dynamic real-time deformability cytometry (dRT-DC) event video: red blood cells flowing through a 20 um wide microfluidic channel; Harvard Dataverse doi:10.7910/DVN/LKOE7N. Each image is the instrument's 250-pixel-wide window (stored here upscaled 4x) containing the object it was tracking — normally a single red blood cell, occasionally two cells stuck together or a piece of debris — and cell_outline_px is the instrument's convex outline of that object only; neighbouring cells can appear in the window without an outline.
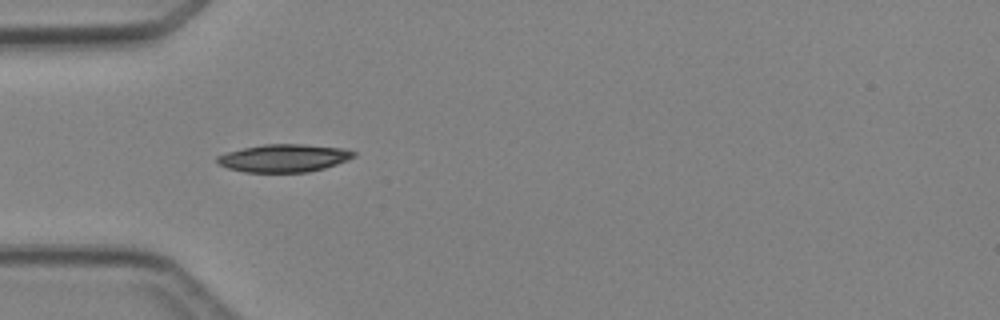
{"species": "Egyptian fruit bat (a non-hibernating species)", "species_latin": "Rousettus aegyptiacus", "temperature_condition": "cold", "stored_images_in_passage": 3, "camera_frame_rate_fps": 3000, "um_per_image_px": 0.085, "animal": {"sex": "female"}, "frame": {"image": 1, "passage_image": 2, "time_ms": 1.333, "image_size_px": [1000, 320], "cell_outline_px": [[356, 156], [336, 164], [324, 168], [308, 172], [244, 172], [228, 168], [220, 164], [216, 160], [216, 156], [228, 152], [244, 148], [264, 144], [304, 144], [344, 148], [356, 152]], "centroid_in_image_um": [24.15, 13.43], "position_along_channel_um": 60.8, "area_um2": 22.02}}
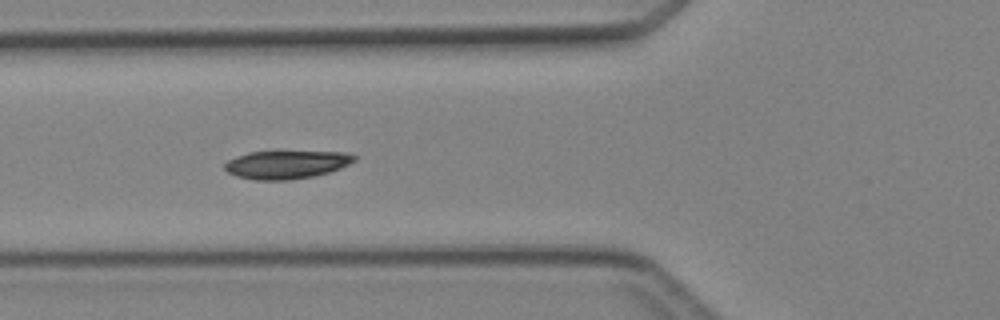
{"frame": {"image": 2, "passage_image": 3, "time_ms": 2.333, "image_size_px": [1000, 320], "cell_outline_px": [[356, 160], [340, 168], [328, 172], [312, 176], [288, 180], [256, 180], [236, 176], [228, 172], [224, 168], [224, 164], [228, 160], [248, 152], [348, 152], [356, 156]], "centroid_in_image_um": [24.34, 13.99], "position_along_channel_um": 101.5, "area_um2": 21.04}}